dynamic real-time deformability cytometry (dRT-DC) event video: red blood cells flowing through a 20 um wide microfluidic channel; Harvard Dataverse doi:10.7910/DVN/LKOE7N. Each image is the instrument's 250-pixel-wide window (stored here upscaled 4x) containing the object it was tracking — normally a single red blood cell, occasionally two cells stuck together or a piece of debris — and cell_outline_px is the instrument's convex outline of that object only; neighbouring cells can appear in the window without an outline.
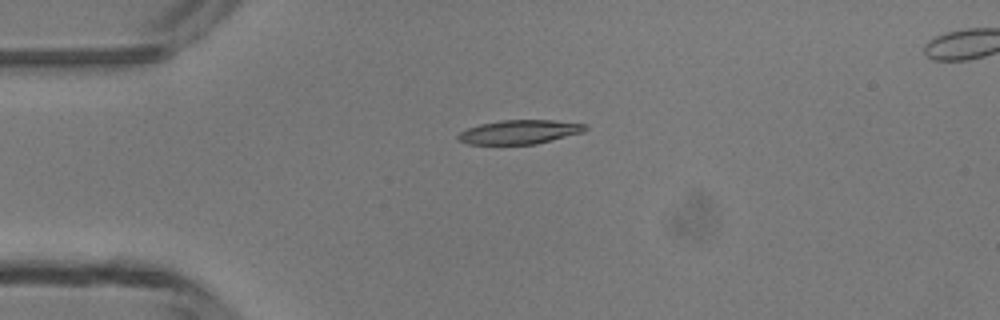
{"species": "common noctule bat (a hibernating species)", "species_latin": "Nyctalus noctula", "temperature_condition": "room temperature", "stored_images_in_passage": 6, "camera_frame_rate_fps": 3000, "um_per_image_px": 0.085, "animal": {"sex": "male", "body_mass_g": 13.3}, "frame": {"image": 1, "passage_image": 3, "time_ms": 3.333, "image_size_px": [1000, 320], "cell_outline_px": [[588, 128], [584, 132], [536, 144], [468, 144], [460, 140], [456, 136], [460, 132], [468, 128], [480, 124], [504, 120], [552, 120], [588, 124]], "centroid_in_image_um": [44.2, 11.21], "position_along_channel_um": 40.8, "area_um2": 17.74}}
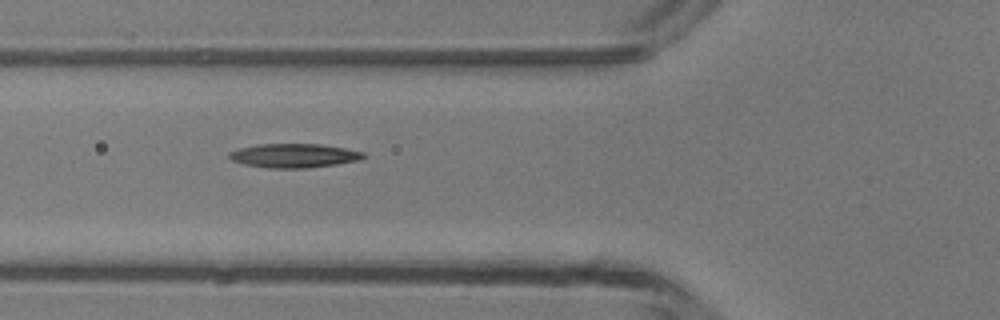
{"frame": {"image": 2, "passage_image": 5, "time_ms": 5.333, "image_size_px": [1000, 320], "cell_outline_px": [[368, 156], [360, 160], [336, 164], [308, 168], [268, 168], [244, 164], [232, 160], [228, 156], [228, 152], [240, 148], [260, 144], [320, 144], [344, 148], [364, 152]], "centroid_in_image_um": [25.01, 13.23], "position_along_channel_um": 100.8, "area_um2": 18.79}}
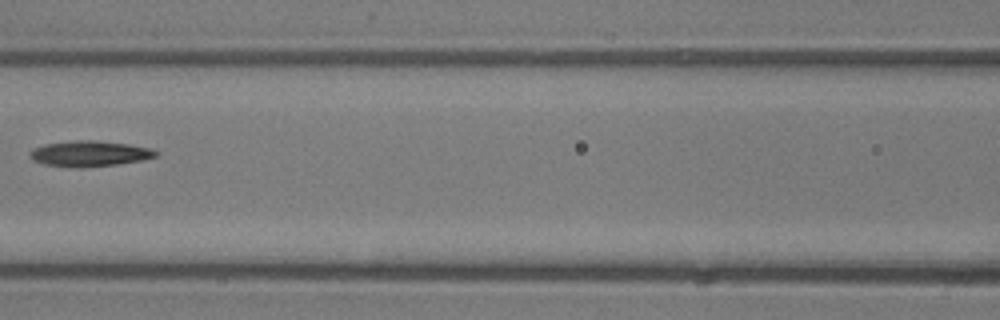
{"frame": {"image": 3, "passage_image": 6, "time_ms": 6.667, "image_size_px": [1000, 320], "cell_outline_px": [[160, 152], [156, 156], [140, 160], [116, 164], [76, 168], [44, 164], [32, 160], [28, 152], [32, 148], [44, 144], [76, 140], [96, 140], [128, 144], [152, 148]], "centroid_in_image_um": [7.58, 13.05], "position_along_channel_um": 159.0, "area_um2": 18.84}}